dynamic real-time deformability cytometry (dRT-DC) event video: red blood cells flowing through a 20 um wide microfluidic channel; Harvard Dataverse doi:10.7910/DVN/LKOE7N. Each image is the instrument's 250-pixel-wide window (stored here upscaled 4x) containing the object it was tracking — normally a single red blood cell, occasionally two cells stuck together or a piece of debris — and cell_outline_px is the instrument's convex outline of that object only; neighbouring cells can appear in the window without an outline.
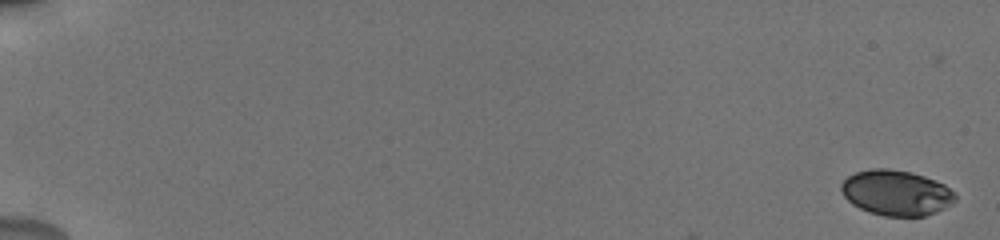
{"species": "human", "species_latin": "Homo sapiens", "temperature_condition": "cold", "stored_images_in_passage": 55, "camera_frame_rate_fps": 3000, "um_per_image_px": 0.085, "donor": {"sex": "male"}, "frame": {"image": 1, "passage_image": 1, "time_ms": 0.0, "image_size_px": [1000, 240], "cell_outline_px": [[956, 200], [944, 208], [936, 212], [924, 216], [884, 216], [868, 212], [852, 204], [844, 196], [840, 188], [840, 184], [848, 176], [856, 172], [872, 168], [888, 168], [912, 172], [924, 176], [944, 184], [956, 192]], "centroid_in_image_um": [76.18, 16.38], "position_along_channel_um": 8.8, "area_um2": 30.29}}
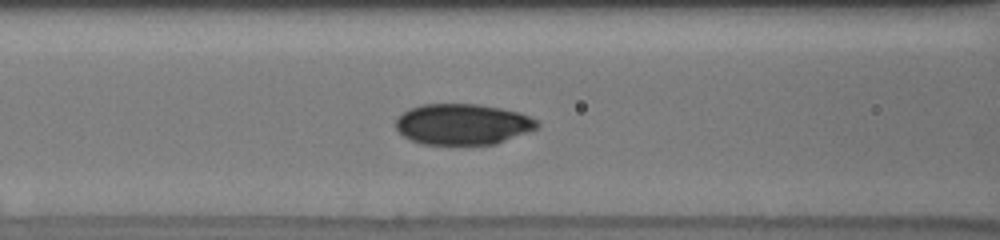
{"frame": {"image": 2, "passage_image": 26, "time_ms": 8.333, "image_size_px": [1000, 240], "cell_outline_px": [[540, 124], [536, 128], [496, 144], [420, 144], [404, 136], [396, 128], [396, 116], [408, 108], [420, 104], [480, 104], [520, 112], [536, 120]], "centroid_in_image_um": [39.28, 10.54], "position_along_channel_um": 127.3, "area_um2": 33.7}}
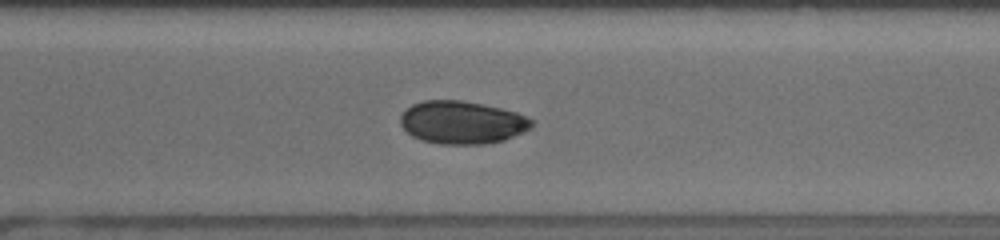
{"frame": {"image": 3, "passage_image": 42, "time_ms": 13.667, "image_size_px": [1000, 240], "cell_outline_px": [[532, 128], [504, 140], [484, 144], [440, 144], [424, 140], [412, 136], [400, 124], [400, 116], [412, 104], [424, 100], [460, 100], [484, 104], [516, 112], [532, 120]], "centroid_in_image_um": [39.27, 10.4], "position_along_channel_um": 331.3, "area_um2": 32.6}, "authors_computed_cell_mechanics": {"area_um2": 32.1946, "velocity_mm_per_s": 3.8343, "shape_relaxation_time_tau1_ms": 3.6528, "shape_relaxation_time_tau2_ms": null, "deformation_change_tau1": 0.0516, "deformation_change_tau2": null}}